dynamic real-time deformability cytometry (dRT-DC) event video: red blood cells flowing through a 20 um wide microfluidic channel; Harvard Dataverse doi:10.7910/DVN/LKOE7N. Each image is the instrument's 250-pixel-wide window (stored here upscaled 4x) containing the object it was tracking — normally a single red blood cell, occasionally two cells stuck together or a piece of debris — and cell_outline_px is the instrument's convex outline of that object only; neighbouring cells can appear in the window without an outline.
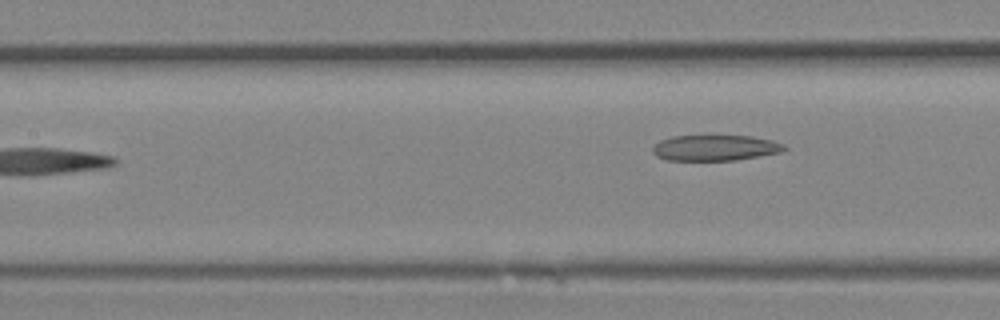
{"species": "Egyptian fruit bat (a non-hibernating species)", "species_latin": "Rousettus aegyptiacus", "temperature_condition": "room temperature", "stored_images_in_passage": 14, "camera_frame_rate_fps": 3000, "um_per_image_px": 0.085, "animal": {"sex": "female"}, "frame": {"image": 1, "passage_image": 14, "time_ms": 4.333, "image_size_px": [1000, 320], "cell_outline_px": [[788, 148], [780, 152], [736, 160], [664, 160], [656, 156], [652, 152], [652, 148], [660, 140], [672, 136], [752, 136], [772, 140], [784, 144]], "centroid_in_image_um": [60.77, 12.56], "position_along_channel_um": 146.6, "area_um2": 19.71}}